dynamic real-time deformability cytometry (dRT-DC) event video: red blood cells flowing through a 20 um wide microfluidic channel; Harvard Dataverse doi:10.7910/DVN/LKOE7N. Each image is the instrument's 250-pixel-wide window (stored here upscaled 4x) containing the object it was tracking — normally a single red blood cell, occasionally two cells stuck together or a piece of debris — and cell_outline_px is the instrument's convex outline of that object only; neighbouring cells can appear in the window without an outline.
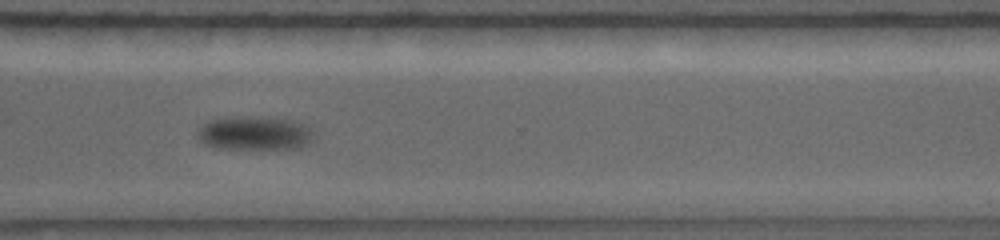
{"species": "common noctule bat (a hibernating species)", "species_latin": "Nyctalus noctula", "temperature_condition": "warm", "stored_images_in_passage": 32, "camera_frame_rate_fps": 5000, "um_per_image_px": 0.085, "animal": {"sex": "female", "body_mass_g": 19.0, "forearm_length_mm": 56.7}, "frame": {"image": 1, "passage_image": 19, "time_ms": 5.6, "image_size_px": [1000, 240], "cell_outline_px": [[316, 140], [308, 144], [296, 148], [220, 148], [204, 144], [200, 140], [196, 132], [204, 124], [212, 120], [244, 116], [260, 116], [296, 120], [312, 124]], "centroid_in_image_um": [21.79, 11.3], "position_along_channel_um": 348.8, "area_um2": 23.29}}